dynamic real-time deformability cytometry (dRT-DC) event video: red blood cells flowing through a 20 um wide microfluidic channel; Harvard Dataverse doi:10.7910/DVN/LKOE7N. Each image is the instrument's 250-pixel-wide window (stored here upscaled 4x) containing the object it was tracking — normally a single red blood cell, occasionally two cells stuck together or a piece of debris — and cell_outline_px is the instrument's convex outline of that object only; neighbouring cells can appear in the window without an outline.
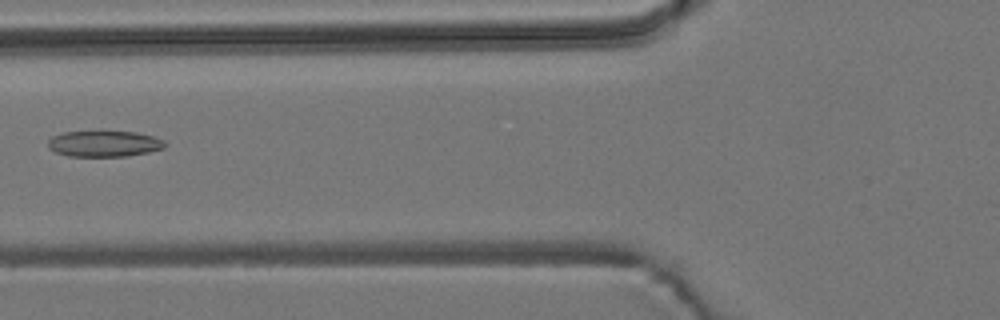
{"species": "common noctule bat (a hibernating species)", "species_latin": "Nyctalus noctula", "temperature_condition": "room temperature", "stored_images_in_passage": 3, "camera_frame_rate_fps": 3000, "um_per_image_px": 0.085, "animal": {"sex": "male", "body_mass_g": 19.2, "forearm_length_mm": 51.8}, "frame": {"image": 1, "passage_image": 3, "time_ms": 2.667, "image_size_px": [1000, 320], "cell_outline_px": [[168, 144], [164, 148], [148, 152], [128, 156], [68, 156], [56, 152], [48, 148], [48, 140], [52, 136], [64, 132], [136, 132], [152, 136], [164, 140]], "centroid_in_image_um": [8.86, 12.22], "position_along_channel_um": 116.9, "area_um2": 17.63}}